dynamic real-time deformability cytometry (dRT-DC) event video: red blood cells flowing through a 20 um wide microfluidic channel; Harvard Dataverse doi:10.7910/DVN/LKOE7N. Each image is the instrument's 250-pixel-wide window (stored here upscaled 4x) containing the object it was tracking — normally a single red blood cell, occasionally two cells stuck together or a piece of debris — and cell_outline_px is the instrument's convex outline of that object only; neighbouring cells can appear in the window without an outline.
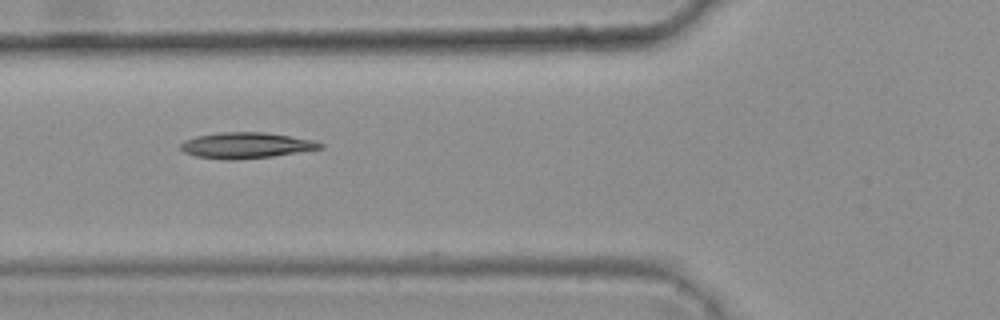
{"species": "common noctule bat (a hibernating species)", "species_latin": "Nyctalus noctula", "temperature_condition": "warm", "stored_images_in_passage": 7, "camera_frame_rate_fps": 3000, "um_per_image_px": 0.085, "animal": {"sex": "female", "body_mass_g": 25.1}, "frame": {"image": 1, "passage_image": 5, "time_ms": 1.333, "image_size_px": [1000, 320], "cell_outline_px": [[324, 148], [272, 156], [236, 160], [224, 160], [196, 156], [184, 152], [180, 148], [180, 144], [184, 140], [196, 136], [220, 132], [268, 132], [312, 140], [324, 144]], "centroid_in_image_um": [20.9, 12.35], "position_along_channel_um": 104.9, "area_um2": 21.1}}
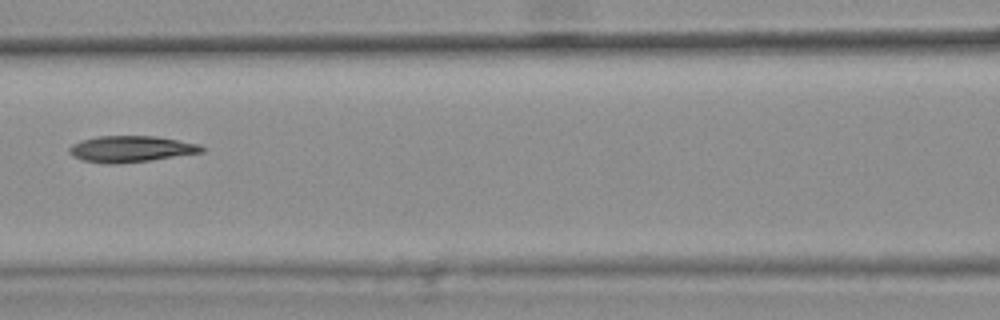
{"frame": {"image": 2, "passage_image": 6, "time_ms": 1.667, "image_size_px": [1000, 320], "cell_outline_px": [[204, 152], [148, 160], [116, 164], [108, 164], [84, 160], [72, 156], [68, 152], [68, 148], [72, 144], [80, 140], [96, 136], [156, 136], [200, 144], [204, 148]], "centroid_in_image_um": [11.1, 12.65], "position_along_channel_um": 155.5, "area_um2": 20.23}}